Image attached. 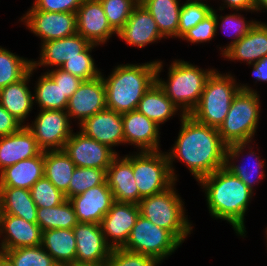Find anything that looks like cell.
Wrapping results in <instances>:
<instances>
[{"label":"cell","mask_w":267,"mask_h":266,"mask_svg":"<svg viewBox=\"0 0 267 266\" xmlns=\"http://www.w3.org/2000/svg\"><path fill=\"white\" fill-rule=\"evenodd\" d=\"M181 128L178 137L166 151L170 170L178 180L173 161L184 163L198 182L201 178L225 167L227 145L222 141L218 129L198 122L190 115L179 118Z\"/></svg>","instance_id":"1"},{"label":"cell","mask_w":267,"mask_h":266,"mask_svg":"<svg viewBox=\"0 0 267 266\" xmlns=\"http://www.w3.org/2000/svg\"><path fill=\"white\" fill-rule=\"evenodd\" d=\"M200 184L209 214L215 219L226 220L236 235L245 237V215L254 192L225 167L201 178Z\"/></svg>","instance_id":"2"},{"label":"cell","mask_w":267,"mask_h":266,"mask_svg":"<svg viewBox=\"0 0 267 266\" xmlns=\"http://www.w3.org/2000/svg\"><path fill=\"white\" fill-rule=\"evenodd\" d=\"M157 60L142 64H120L104 77L107 108L126 113L137 110L139 101L156 82Z\"/></svg>","instance_id":"3"},{"label":"cell","mask_w":267,"mask_h":266,"mask_svg":"<svg viewBox=\"0 0 267 266\" xmlns=\"http://www.w3.org/2000/svg\"><path fill=\"white\" fill-rule=\"evenodd\" d=\"M163 67V62L157 59V84L180 109V117L189 115L198 105L206 81L215 68L204 70L182 59H175L167 68V80H163L159 76Z\"/></svg>","instance_id":"4"},{"label":"cell","mask_w":267,"mask_h":266,"mask_svg":"<svg viewBox=\"0 0 267 266\" xmlns=\"http://www.w3.org/2000/svg\"><path fill=\"white\" fill-rule=\"evenodd\" d=\"M239 83L240 90L234 96L229 112L218 128L222 141L233 143L252 142L258 128L261 102L258 92Z\"/></svg>","instance_id":"5"},{"label":"cell","mask_w":267,"mask_h":266,"mask_svg":"<svg viewBox=\"0 0 267 266\" xmlns=\"http://www.w3.org/2000/svg\"><path fill=\"white\" fill-rule=\"evenodd\" d=\"M176 182L158 194L142 198L139 202L140 215L158 227L170 231L181 243L193 230L184 207L183 199L175 188Z\"/></svg>","instance_id":"6"},{"label":"cell","mask_w":267,"mask_h":266,"mask_svg":"<svg viewBox=\"0 0 267 266\" xmlns=\"http://www.w3.org/2000/svg\"><path fill=\"white\" fill-rule=\"evenodd\" d=\"M234 77L229 72L223 74L215 69L206 81L198 105L189 115L200 123L218 129L240 90Z\"/></svg>","instance_id":"7"},{"label":"cell","mask_w":267,"mask_h":266,"mask_svg":"<svg viewBox=\"0 0 267 266\" xmlns=\"http://www.w3.org/2000/svg\"><path fill=\"white\" fill-rule=\"evenodd\" d=\"M124 157L132 164L135 182L139 189V202L142 198L165 191L176 182L166 152L162 150L134 152Z\"/></svg>","instance_id":"8"},{"label":"cell","mask_w":267,"mask_h":266,"mask_svg":"<svg viewBox=\"0 0 267 266\" xmlns=\"http://www.w3.org/2000/svg\"><path fill=\"white\" fill-rule=\"evenodd\" d=\"M182 243L168 230L139 215L123 249L151 256L159 263L168 259Z\"/></svg>","instance_id":"9"},{"label":"cell","mask_w":267,"mask_h":266,"mask_svg":"<svg viewBox=\"0 0 267 266\" xmlns=\"http://www.w3.org/2000/svg\"><path fill=\"white\" fill-rule=\"evenodd\" d=\"M32 124L26 127L31 131L42 151L62 150L73 133L71 119L66 110H38Z\"/></svg>","instance_id":"10"},{"label":"cell","mask_w":267,"mask_h":266,"mask_svg":"<svg viewBox=\"0 0 267 266\" xmlns=\"http://www.w3.org/2000/svg\"><path fill=\"white\" fill-rule=\"evenodd\" d=\"M19 21L41 39V44L77 33L76 13L28 10Z\"/></svg>","instance_id":"11"},{"label":"cell","mask_w":267,"mask_h":266,"mask_svg":"<svg viewBox=\"0 0 267 266\" xmlns=\"http://www.w3.org/2000/svg\"><path fill=\"white\" fill-rule=\"evenodd\" d=\"M64 151L76 167H91L107 170L118 155L116 150L86 136L83 132L72 133L66 141Z\"/></svg>","instance_id":"12"},{"label":"cell","mask_w":267,"mask_h":266,"mask_svg":"<svg viewBox=\"0 0 267 266\" xmlns=\"http://www.w3.org/2000/svg\"><path fill=\"white\" fill-rule=\"evenodd\" d=\"M140 215L138 204L114 201L100 223L105 242L112 248H122Z\"/></svg>","instance_id":"13"},{"label":"cell","mask_w":267,"mask_h":266,"mask_svg":"<svg viewBox=\"0 0 267 266\" xmlns=\"http://www.w3.org/2000/svg\"><path fill=\"white\" fill-rule=\"evenodd\" d=\"M77 34L91 44L104 45L117 32L110 26L99 0H83L76 11Z\"/></svg>","instance_id":"14"},{"label":"cell","mask_w":267,"mask_h":266,"mask_svg":"<svg viewBox=\"0 0 267 266\" xmlns=\"http://www.w3.org/2000/svg\"><path fill=\"white\" fill-rule=\"evenodd\" d=\"M107 108L106 90L102 76L82 81L78 89L68 99L66 111L71 118L82 124L88 117Z\"/></svg>","instance_id":"15"},{"label":"cell","mask_w":267,"mask_h":266,"mask_svg":"<svg viewBox=\"0 0 267 266\" xmlns=\"http://www.w3.org/2000/svg\"><path fill=\"white\" fill-rule=\"evenodd\" d=\"M76 239V264H105L112 248L105 242L102 228L96 223H78L73 228Z\"/></svg>","instance_id":"16"},{"label":"cell","mask_w":267,"mask_h":266,"mask_svg":"<svg viewBox=\"0 0 267 266\" xmlns=\"http://www.w3.org/2000/svg\"><path fill=\"white\" fill-rule=\"evenodd\" d=\"M78 126L86 136L108 146L112 150L117 145L125 144L122 114L109 108H105L88 117Z\"/></svg>","instance_id":"17"},{"label":"cell","mask_w":267,"mask_h":266,"mask_svg":"<svg viewBox=\"0 0 267 266\" xmlns=\"http://www.w3.org/2000/svg\"><path fill=\"white\" fill-rule=\"evenodd\" d=\"M125 144L142 151H160V127L138 110L122 114Z\"/></svg>","instance_id":"18"},{"label":"cell","mask_w":267,"mask_h":266,"mask_svg":"<svg viewBox=\"0 0 267 266\" xmlns=\"http://www.w3.org/2000/svg\"><path fill=\"white\" fill-rule=\"evenodd\" d=\"M42 232L37 223L27 222L11 214H0L1 251L39 246L42 242Z\"/></svg>","instance_id":"19"},{"label":"cell","mask_w":267,"mask_h":266,"mask_svg":"<svg viewBox=\"0 0 267 266\" xmlns=\"http://www.w3.org/2000/svg\"><path fill=\"white\" fill-rule=\"evenodd\" d=\"M73 205L79 223L100 224L114 202L113 194L107 182L92 187L82 194L69 199Z\"/></svg>","instance_id":"20"},{"label":"cell","mask_w":267,"mask_h":266,"mask_svg":"<svg viewBox=\"0 0 267 266\" xmlns=\"http://www.w3.org/2000/svg\"><path fill=\"white\" fill-rule=\"evenodd\" d=\"M117 36L126 44L140 49L164 39L154 18L141 3L133 9L126 24L117 32Z\"/></svg>","instance_id":"21"},{"label":"cell","mask_w":267,"mask_h":266,"mask_svg":"<svg viewBox=\"0 0 267 266\" xmlns=\"http://www.w3.org/2000/svg\"><path fill=\"white\" fill-rule=\"evenodd\" d=\"M91 43L79 34L70 37L50 40L40 46V58L32 60V68L36 71L39 67L60 68L64 62L73 57H81V53ZM52 66V67H51Z\"/></svg>","instance_id":"22"},{"label":"cell","mask_w":267,"mask_h":266,"mask_svg":"<svg viewBox=\"0 0 267 266\" xmlns=\"http://www.w3.org/2000/svg\"><path fill=\"white\" fill-rule=\"evenodd\" d=\"M254 141L255 140H253L252 142L233 143V144L228 145L226 149V159H225V168L228 169L233 175L238 177L253 192H254L255 184L256 183L259 184L260 181L266 177L265 171H264V167H266L265 159H262V158L260 159L257 153H255V151H252L253 147L251 144ZM246 149H249L248 150L249 152L247 151V153L249 154L248 155L249 160L255 158L254 160L255 162H253L252 165L250 164L252 169L250 168L249 165L238 163L239 157L244 156L243 152L246 151ZM240 162L243 163V161H240ZM244 163L246 164V162Z\"/></svg>","instance_id":"23"},{"label":"cell","mask_w":267,"mask_h":266,"mask_svg":"<svg viewBox=\"0 0 267 266\" xmlns=\"http://www.w3.org/2000/svg\"><path fill=\"white\" fill-rule=\"evenodd\" d=\"M106 182L114 201L139 204V189L136 185L132 164L119 154L106 170Z\"/></svg>","instance_id":"24"},{"label":"cell","mask_w":267,"mask_h":266,"mask_svg":"<svg viewBox=\"0 0 267 266\" xmlns=\"http://www.w3.org/2000/svg\"><path fill=\"white\" fill-rule=\"evenodd\" d=\"M228 61H246L252 65L267 56V23L257 21L251 30L223 54Z\"/></svg>","instance_id":"25"},{"label":"cell","mask_w":267,"mask_h":266,"mask_svg":"<svg viewBox=\"0 0 267 266\" xmlns=\"http://www.w3.org/2000/svg\"><path fill=\"white\" fill-rule=\"evenodd\" d=\"M41 152L31 131L23 125L18 131L0 137V172L21 160L38 156Z\"/></svg>","instance_id":"26"},{"label":"cell","mask_w":267,"mask_h":266,"mask_svg":"<svg viewBox=\"0 0 267 266\" xmlns=\"http://www.w3.org/2000/svg\"><path fill=\"white\" fill-rule=\"evenodd\" d=\"M34 72L31 67L23 79L0 89V104L24 126L27 125L26 118L35 105L33 93L29 88L30 77H33Z\"/></svg>","instance_id":"27"},{"label":"cell","mask_w":267,"mask_h":266,"mask_svg":"<svg viewBox=\"0 0 267 266\" xmlns=\"http://www.w3.org/2000/svg\"><path fill=\"white\" fill-rule=\"evenodd\" d=\"M44 177V151L24 159L0 172V187L30 188Z\"/></svg>","instance_id":"28"},{"label":"cell","mask_w":267,"mask_h":266,"mask_svg":"<svg viewBox=\"0 0 267 266\" xmlns=\"http://www.w3.org/2000/svg\"><path fill=\"white\" fill-rule=\"evenodd\" d=\"M76 245L73 229H51L42 232L41 246L59 266L75 263Z\"/></svg>","instance_id":"29"},{"label":"cell","mask_w":267,"mask_h":266,"mask_svg":"<svg viewBox=\"0 0 267 266\" xmlns=\"http://www.w3.org/2000/svg\"><path fill=\"white\" fill-rule=\"evenodd\" d=\"M137 110L158 126L173 118L176 113L181 112L157 82L143 95L139 101Z\"/></svg>","instance_id":"30"},{"label":"cell","mask_w":267,"mask_h":266,"mask_svg":"<svg viewBox=\"0 0 267 266\" xmlns=\"http://www.w3.org/2000/svg\"><path fill=\"white\" fill-rule=\"evenodd\" d=\"M0 214H11L27 222L37 223V206L30 190L0 187Z\"/></svg>","instance_id":"31"},{"label":"cell","mask_w":267,"mask_h":266,"mask_svg":"<svg viewBox=\"0 0 267 266\" xmlns=\"http://www.w3.org/2000/svg\"><path fill=\"white\" fill-rule=\"evenodd\" d=\"M181 0H143L141 4L154 18L161 35L168 39L178 37Z\"/></svg>","instance_id":"32"},{"label":"cell","mask_w":267,"mask_h":266,"mask_svg":"<svg viewBox=\"0 0 267 266\" xmlns=\"http://www.w3.org/2000/svg\"><path fill=\"white\" fill-rule=\"evenodd\" d=\"M76 168L69 155L62 150L44 151V176L68 199V186Z\"/></svg>","instance_id":"33"},{"label":"cell","mask_w":267,"mask_h":266,"mask_svg":"<svg viewBox=\"0 0 267 266\" xmlns=\"http://www.w3.org/2000/svg\"><path fill=\"white\" fill-rule=\"evenodd\" d=\"M34 87V103L40 110H66L68 98L59 83H55L45 72L39 76Z\"/></svg>","instance_id":"34"},{"label":"cell","mask_w":267,"mask_h":266,"mask_svg":"<svg viewBox=\"0 0 267 266\" xmlns=\"http://www.w3.org/2000/svg\"><path fill=\"white\" fill-rule=\"evenodd\" d=\"M78 223L73 205L68 199L55 207L37 208V224L42 231L73 229Z\"/></svg>","instance_id":"35"},{"label":"cell","mask_w":267,"mask_h":266,"mask_svg":"<svg viewBox=\"0 0 267 266\" xmlns=\"http://www.w3.org/2000/svg\"><path fill=\"white\" fill-rule=\"evenodd\" d=\"M31 67L32 60L0 46V89L23 79Z\"/></svg>","instance_id":"36"},{"label":"cell","mask_w":267,"mask_h":266,"mask_svg":"<svg viewBox=\"0 0 267 266\" xmlns=\"http://www.w3.org/2000/svg\"><path fill=\"white\" fill-rule=\"evenodd\" d=\"M106 181V170L91 167H76L68 186V200L86 190L103 184Z\"/></svg>","instance_id":"37"},{"label":"cell","mask_w":267,"mask_h":266,"mask_svg":"<svg viewBox=\"0 0 267 266\" xmlns=\"http://www.w3.org/2000/svg\"><path fill=\"white\" fill-rule=\"evenodd\" d=\"M230 13L226 14L224 16L220 15L217 13V10H215V21H216V31H218V28L221 27L222 31H231L232 30V35L233 39L231 40L230 43L226 44V47H219L221 49V55L233 44H235L237 41H239L244 35H246L251 28L257 23L256 20H245V17L241 13ZM220 15V16H219ZM220 22V23H219ZM228 32V33H229ZM226 33V32H225ZM228 35V34H227Z\"/></svg>","instance_id":"38"},{"label":"cell","mask_w":267,"mask_h":266,"mask_svg":"<svg viewBox=\"0 0 267 266\" xmlns=\"http://www.w3.org/2000/svg\"><path fill=\"white\" fill-rule=\"evenodd\" d=\"M213 11V7L202 0H186L179 14L178 38L195 27Z\"/></svg>","instance_id":"39"},{"label":"cell","mask_w":267,"mask_h":266,"mask_svg":"<svg viewBox=\"0 0 267 266\" xmlns=\"http://www.w3.org/2000/svg\"><path fill=\"white\" fill-rule=\"evenodd\" d=\"M98 45L90 44L82 53L81 57H73L68 59L60 67L62 70L77 76L83 81L95 79L101 75L100 69L95 64L92 54L94 47Z\"/></svg>","instance_id":"40"},{"label":"cell","mask_w":267,"mask_h":266,"mask_svg":"<svg viewBox=\"0 0 267 266\" xmlns=\"http://www.w3.org/2000/svg\"><path fill=\"white\" fill-rule=\"evenodd\" d=\"M1 252L5 253L15 266H59L41 245Z\"/></svg>","instance_id":"41"},{"label":"cell","mask_w":267,"mask_h":266,"mask_svg":"<svg viewBox=\"0 0 267 266\" xmlns=\"http://www.w3.org/2000/svg\"><path fill=\"white\" fill-rule=\"evenodd\" d=\"M110 26L118 32L128 21L133 9L139 4L136 0H99Z\"/></svg>","instance_id":"42"},{"label":"cell","mask_w":267,"mask_h":266,"mask_svg":"<svg viewBox=\"0 0 267 266\" xmlns=\"http://www.w3.org/2000/svg\"><path fill=\"white\" fill-rule=\"evenodd\" d=\"M30 193L37 208L55 207L66 200L65 194L59 191L45 176L30 188Z\"/></svg>","instance_id":"43"},{"label":"cell","mask_w":267,"mask_h":266,"mask_svg":"<svg viewBox=\"0 0 267 266\" xmlns=\"http://www.w3.org/2000/svg\"><path fill=\"white\" fill-rule=\"evenodd\" d=\"M155 258L127 251L123 248H114L111 250L106 266H159Z\"/></svg>","instance_id":"44"},{"label":"cell","mask_w":267,"mask_h":266,"mask_svg":"<svg viewBox=\"0 0 267 266\" xmlns=\"http://www.w3.org/2000/svg\"><path fill=\"white\" fill-rule=\"evenodd\" d=\"M216 33L215 9L213 8L209 16L187 31L181 39L192 44H201L210 42L212 38H215Z\"/></svg>","instance_id":"45"},{"label":"cell","mask_w":267,"mask_h":266,"mask_svg":"<svg viewBox=\"0 0 267 266\" xmlns=\"http://www.w3.org/2000/svg\"><path fill=\"white\" fill-rule=\"evenodd\" d=\"M83 0H35L28 10L76 13Z\"/></svg>","instance_id":"46"},{"label":"cell","mask_w":267,"mask_h":266,"mask_svg":"<svg viewBox=\"0 0 267 266\" xmlns=\"http://www.w3.org/2000/svg\"><path fill=\"white\" fill-rule=\"evenodd\" d=\"M55 83H59L63 93L69 99L78 89L83 80L62 70L61 68H52L45 72Z\"/></svg>","instance_id":"47"},{"label":"cell","mask_w":267,"mask_h":266,"mask_svg":"<svg viewBox=\"0 0 267 266\" xmlns=\"http://www.w3.org/2000/svg\"><path fill=\"white\" fill-rule=\"evenodd\" d=\"M23 125L0 104V137L18 131Z\"/></svg>","instance_id":"48"},{"label":"cell","mask_w":267,"mask_h":266,"mask_svg":"<svg viewBox=\"0 0 267 266\" xmlns=\"http://www.w3.org/2000/svg\"><path fill=\"white\" fill-rule=\"evenodd\" d=\"M222 5H220L219 11L224 10V8H230L235 11H245V12H254V0H222Z\"/></svg>","instance_id":"49"},{"label":"cell","mask_w":267,"mask_h":266,"mask_svg":"<svg viewBox=\"0 0 267 266\" xmlns=\"http://www.w3.org/2000/svg\"><path fill=\"white\" fill-rule=\"evenodd\" d=\"M252 75L255 83L267 82V56L252 64Z\"/></svg>","instance_id":"50"},{"label":"cell","mask_w":267,"mask_h":266,"mask_svg":"<svg viewBox=\"0 0 267 266\" xmlns=\"http://www.w3.org/2000/svg\"><path fill=\"white\" fill-rule=\"evenodd\" d=\"M260 10L267 12V0H254V12L258 13Z\"/></svg>","instance_id":"51"},{"label":"cell","mask_w":267,"mask_h":266,"mask_svg":"<svg viewBox=\"0 0 267 266\" xmlns=\"http://www.w3.org/2000/svg\"><path fill=\"white\" fill-rule=\"evenodd\" d=\"M0 266H15V264L5 253L0 252Z\"/></svg>","instance_id":"52"},{"label":"cell","mask_w":267,"mask_h":266,"mask_svg":"<svg viewBox=\"0 0 267 266\" xmlns=\"http://www.w3.org/2000/svg\"><path fill=\"white\" fill-rule=\"evenodd\" d=\"M68 266H106L105 264H71V265H68Z\"/></svg>","instance_id":"53"},{"label":"cell","mask_w":267,"mask_h":266,"mask_svg":"<svg viewBox=\"0 0 267 266\" xmlns=\"http://www.w3.org/2000/svg\"><path fill=\"white\" fill-rule=\"evenodd\" d=\"M265 229H266V230H265V232H266V233H265V234H266L265 237H266V242H267V227H266ZM266 245H267V244H266Z\"/></svg>","instance_id":"54"}]
</instances>
